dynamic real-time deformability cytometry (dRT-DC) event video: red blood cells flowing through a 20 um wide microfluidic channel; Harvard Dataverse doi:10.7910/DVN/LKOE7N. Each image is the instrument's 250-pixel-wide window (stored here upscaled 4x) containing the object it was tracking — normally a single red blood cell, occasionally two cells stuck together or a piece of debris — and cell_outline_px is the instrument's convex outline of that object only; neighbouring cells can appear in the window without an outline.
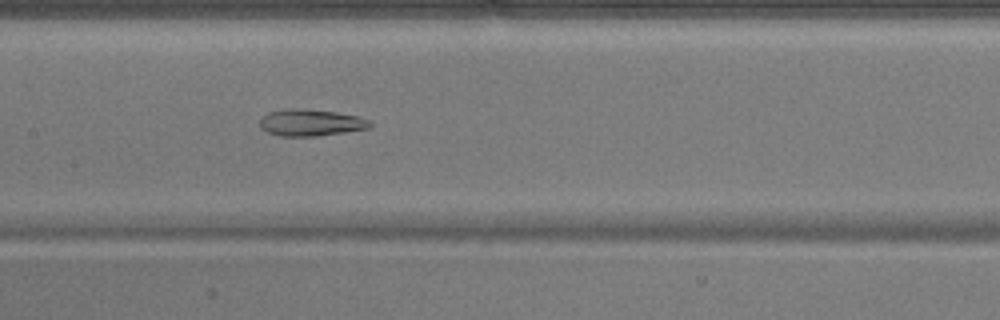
{"species": "common noctule bat (a hibernating species)", "species_latin": "Nyctalus noctula", "temperature_condition": "warm", "stored_images_in_passage": 52, "camera_frame_rate_fps": 3000, "um_per_image_px": 0.085, "animal": {"sex": "male", "body_mass_g": 17.9}, "frame": {"image": 1, "passage_image": 25, "time_ms": 8.0, "image_size_px": [1000, 320], "cell_outline_px": [[372, 124], [368, 128], [344, 132], [316, 136], [280, 136], [268, 132], [260, 128], [260, 120], [268, 112], [284, 108], [300, 108], [336, 112], [356, 116], [368, 120]], "centroid_in_image_um": [26.36, 10.41], "position_along_channel_um": 181.0, "area_um2": 17.05}}
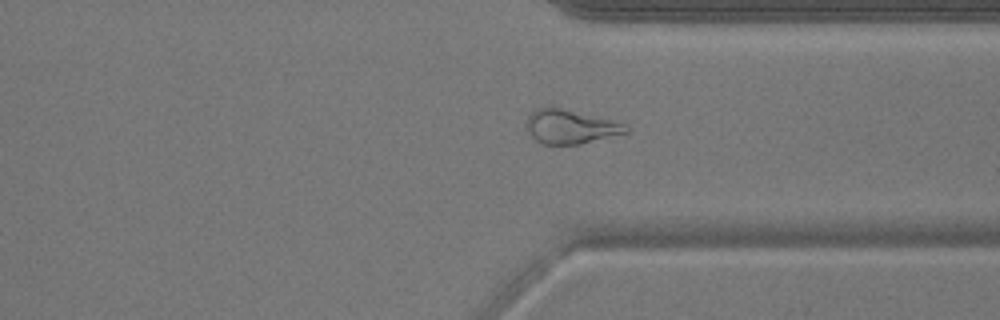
{"frame": {"image": 2, "passage_image": 39, "time_ms": 12.667, "image_size_px": [1000, 320], "cell_outline_px": [[628, 132], [580, 144], [544, 144], [536, 140], [528, 132], [524, 124], [528, 116], [536, 108], [560, 108], [612, 120], [628, 124]], "centroid_in_image_um": [48.47, 10.78], "position_along_channel_um": 362.9, "area_um2": 19.48}}
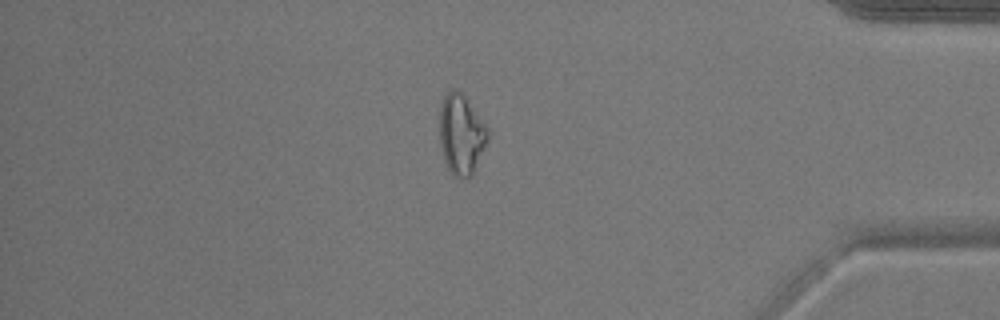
{"frame": {"image": 3, "passage_image": 44, "time_ms": 14.333, "image_size_px": [1000, 320], "cell_outline_px": [[488, 140], [472, 176], [468, 180], [460, 180], [452, 176], [444, 160], [440, 144], [440, 108], [444, 96], [448, 88], [456, 88], [464, 96], [484, 120], [488, 128]], "centroid_in_image_um": [39.21, 11.45], "position_along_channel_um": 396.0, "area_um2": 23.0}}